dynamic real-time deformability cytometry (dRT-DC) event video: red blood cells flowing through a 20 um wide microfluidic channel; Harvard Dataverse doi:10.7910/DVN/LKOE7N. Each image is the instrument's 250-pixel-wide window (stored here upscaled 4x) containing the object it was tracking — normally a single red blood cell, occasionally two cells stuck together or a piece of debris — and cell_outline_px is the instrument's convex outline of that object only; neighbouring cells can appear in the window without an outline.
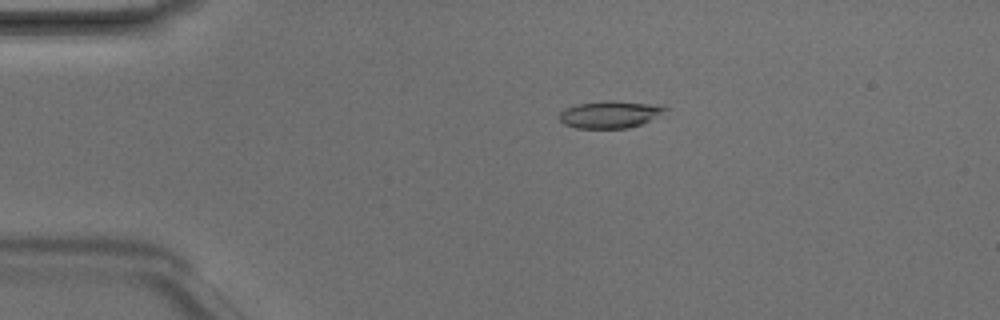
{"species": "Egyptian fruit bat (a non-hibernating species)", "species_latin": "Rousettus aegyptiacus", "temperature_condition": "room temperature", "stored_images_in_passage": 2, "camera_frame_rate_fps": 3000, "um_per_image_px": 0.085, "animal": {"sex": "male"}, "frame": {"image": 1, "passage_image": 1, "time_ms": 0.0, "image_size_px": [1000, 320], "cell_outline_px": [[668, 108], [648, 120], [640, 124], [628, 128], [576, 128], [564, 124], [560, 120], [560, 112], [564, 108], [576, 104], [604, 100], [616, 100], [656, 104]], "centroid_in_image_um": [51.78, 9.71], "position_along_channel_um": 33.2, "area_um2": 16.65}}